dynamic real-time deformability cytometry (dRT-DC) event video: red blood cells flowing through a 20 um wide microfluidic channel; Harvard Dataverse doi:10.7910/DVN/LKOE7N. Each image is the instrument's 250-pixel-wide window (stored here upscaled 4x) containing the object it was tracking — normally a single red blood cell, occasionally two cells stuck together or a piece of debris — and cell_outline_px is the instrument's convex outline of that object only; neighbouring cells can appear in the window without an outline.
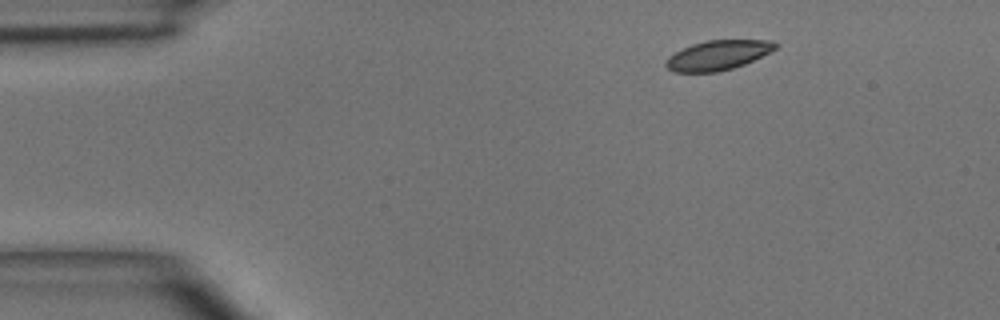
{"species": "common noctule bat (a hibernating species)", "species_latin": "Nyctalus noctula", "temperature_condition": "room temperature", "stored_images_in_passage": 2, "camera_frame_rate_fps": 3000, "um_per_image_px": 0.085, "animal": {"sex": "male", "body_mass_g": 15.6}, "frame": {"image": 1, "passage_image": 2, "time_ms": 1.333, "image_size_px": [1000, 320], "cell_outline_px": [[780, 44], [776, 48], [744, 64], [732, 68], [716, 72], [672, 72], [664, 64], [664, 60], [668, 56], [692, 44], [708, 40], [772, 40]], "centroid_in_image_um": [60.99, 4.69], "position_along_channel_um": 24.0, "area_um2": 18.79}}